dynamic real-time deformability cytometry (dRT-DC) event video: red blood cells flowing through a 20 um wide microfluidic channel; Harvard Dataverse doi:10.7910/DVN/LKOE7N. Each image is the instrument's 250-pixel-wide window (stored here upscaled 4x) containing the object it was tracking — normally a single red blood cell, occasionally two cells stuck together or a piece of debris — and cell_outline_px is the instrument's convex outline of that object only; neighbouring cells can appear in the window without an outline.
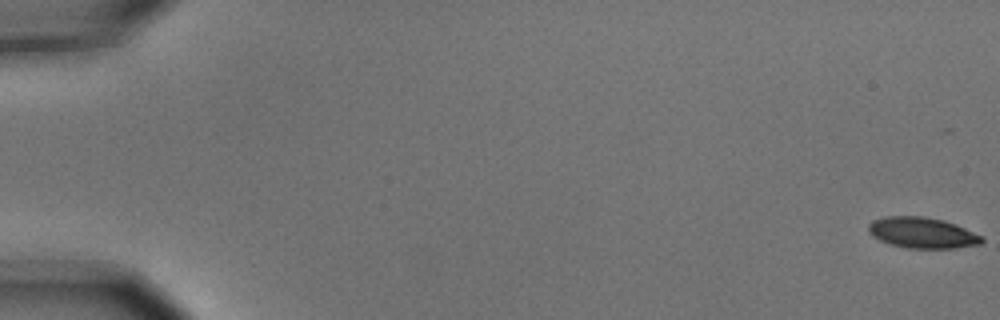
{"species": "common noctule bat (a hibernating species)", "species_latin": "Nyctalus noctula", "temperature_condition": "cold", "stored_images_in_passage": 6, "segment_of_instrument_passage": [1, 2], "camera_frame_rate_fps": 3000, "um_per_image_px": 0.085, "animal": {"sex": "male", "body_mass_g": 15.6}, "frame": {"image": 1, "passage_image": 1, "time_ms": 0.0, "image_size_px": [1000, 320], "cell_outline_px": [[984, 240], [980, 244], [956, 248], [908, 248], [888, 244], [872, 236], [868, 232], [868, 224], [872, 220], [884, 216], [924, 216], [944, 220], [956, 224], [984, 236]], "centroid_in_image_um": [78.39, 19.78], "position_along_channel_um": 6.6, "area_um2": 20.69}}
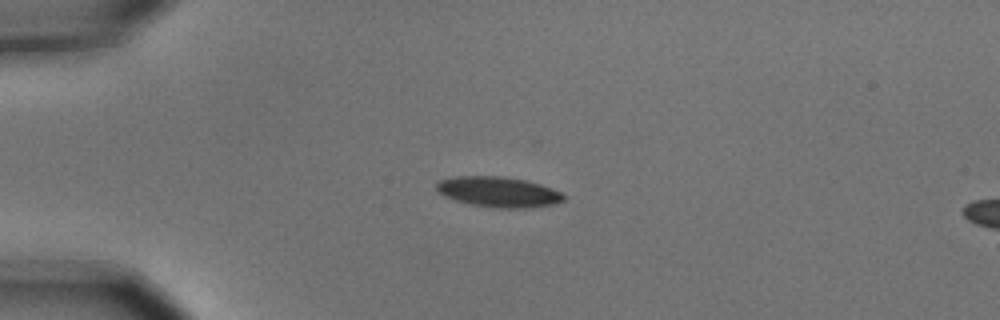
{"frame": {"image": 2, "passage_image": 5, "time_ms": 1.333, "image_size_px": [1000, 320], "cell_outline_px": [[564, 200], [552, 204], [528, 208], [500, 208], [472, 204], [456, 200], [444, 196], [436, 192], [436, 180], [452, 176], [500, 176], [524, 180], [540, 184], [552, 188], [560, 192], [564, 196]], "centroid_in_image_um": [42.3, 16.3], "position_along_channel_um": 42.7, "area_um2": 22.48}}